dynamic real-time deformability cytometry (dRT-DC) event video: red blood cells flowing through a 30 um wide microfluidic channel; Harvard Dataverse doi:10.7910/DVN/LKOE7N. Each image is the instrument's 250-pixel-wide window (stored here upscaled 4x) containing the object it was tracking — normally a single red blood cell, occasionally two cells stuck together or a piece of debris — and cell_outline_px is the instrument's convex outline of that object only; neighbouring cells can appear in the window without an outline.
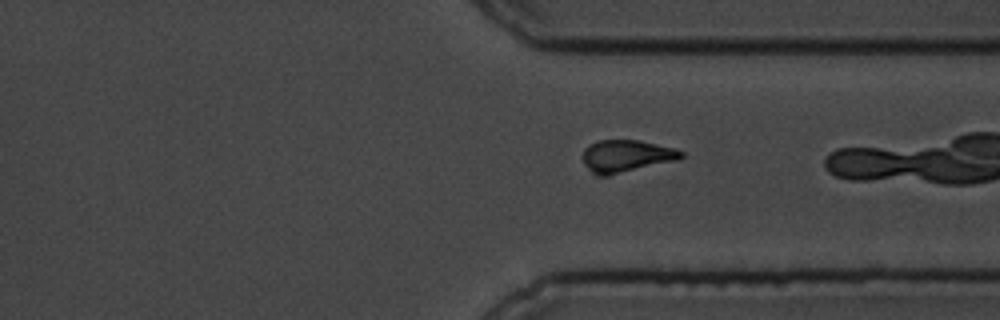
{"species": "common noctule bat (a hibernating species)", "species_latin": "Nyctalus noctula", "temperature_condition": "cold", "stored_images_in_passage": 50, "camera_frame_rate_fps": 3000, "um_per_image_px": 0.085, "animal": {"sex": "male", "body_mass_g": 19.5, "forearm_length_mm": 54.6}, "frame": {"image": 1, "passage_image": 48, "time_ms": 15.667, "image_size_px": [1000, 320], "cell_outline_px": [[684, 156], [680, 160], [608, 176], [596, 176], [584, 164], [584, 148], [588, 144], [596, 140], [640, 140], [676, 148], [684, 152]], "centroid_in_image_um": [53.27, 13.26], "position_along_channel_um": 358.1, "area_um2": 18.9}}